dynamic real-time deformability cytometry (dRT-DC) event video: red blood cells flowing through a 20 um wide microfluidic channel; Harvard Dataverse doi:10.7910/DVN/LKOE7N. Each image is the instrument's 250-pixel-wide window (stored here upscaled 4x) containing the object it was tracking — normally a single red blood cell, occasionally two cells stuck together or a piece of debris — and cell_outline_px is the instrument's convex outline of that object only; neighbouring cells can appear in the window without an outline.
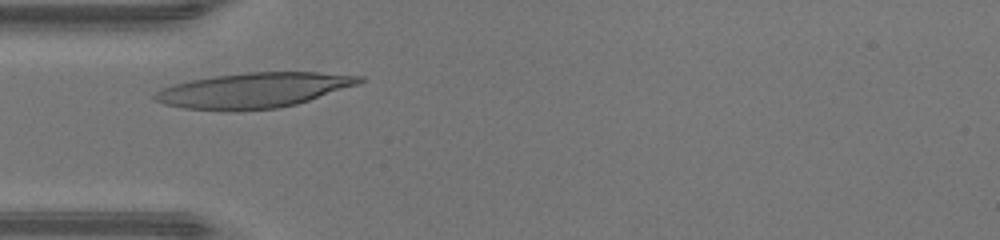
{"species": "human", "species_latin": "Homo sapiens", "temperature_condition": "warm", "stored_images_in_passage": 31, "camera_frame_rate_fps": 3000, "um_per_image_px": 0.085, "donor": {"sex": "male"}, "frame": {"image": 1, "passage_image": 8, "time_ms": 2.333, "image_size_px": [1000, 240], "cell_outline_px": [[364, 80], [356, 84], [296, 104], [276, 108], [236, 112], [184, 108], [164, 104], [156, 100], [152, 96], [160, 88], [172, 84], [192, 80], [216, 76], [248, 72], [316, 72], [364, 76]], "centroid_in_image_um": [21.5, 7.68], "position_along_channel_um": 63.5, "area_um2": 41.67}}
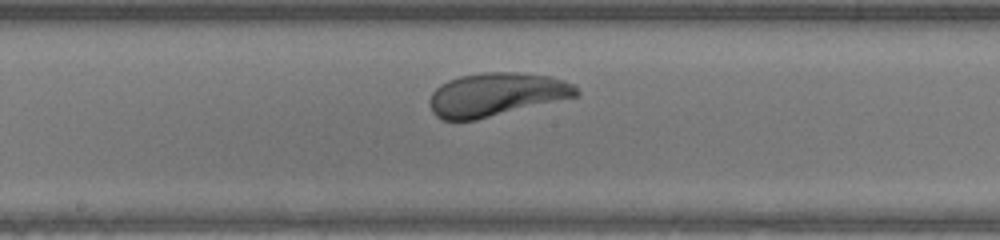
{"frame": {"image": 2, "passage_image": 18, "time_ms": 5.667, "image_size_px": [1000, 240], "cell_outline_px": [[580, 96], [476, 120], [444, 120], [436, 116], [432, 112], [428, 100], [432, 92], [440, 84], [448, 80], [460, 76], [484, 72], [520, 72], [548, 76], [564, 80], [576, 84], [580, 92]], "centroid_in_image_um": [42.21, 8.03], "position_along_channel_um": 206.0, "area_um2": 37.51}}
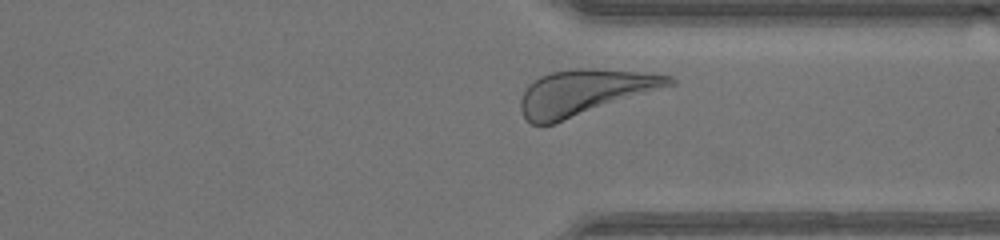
{"frame": {"image": 3, "passage_image": 29, "time_ms": 9.333, "image_size_px": [1000, 240], "cell_outline_px": [[676, 84], [552, 124], [532, 124], [524, 116], [520, 108], [520, 100], [528, 84], [540, 76], [552, 72], [576, 68], [596, 68], [636, 72], [672, 76], [676, 80]], "centroid_in_image_um": [49.67, 7.83], "position_along_channel_um": 361.7, "area_um2": 38.9}, "authors_computed_cell_mechanics": {"area_um2": 37.3388, "velocity_mm_per_s": 4.2626, "shape_relaxation_time_tau1_ms": 2.5169, "shape_relaxation_time_tau2_ms": 8.352, "deformation_change_tau1": 0.1852, "deformation_change_tau2": 0.2061}}